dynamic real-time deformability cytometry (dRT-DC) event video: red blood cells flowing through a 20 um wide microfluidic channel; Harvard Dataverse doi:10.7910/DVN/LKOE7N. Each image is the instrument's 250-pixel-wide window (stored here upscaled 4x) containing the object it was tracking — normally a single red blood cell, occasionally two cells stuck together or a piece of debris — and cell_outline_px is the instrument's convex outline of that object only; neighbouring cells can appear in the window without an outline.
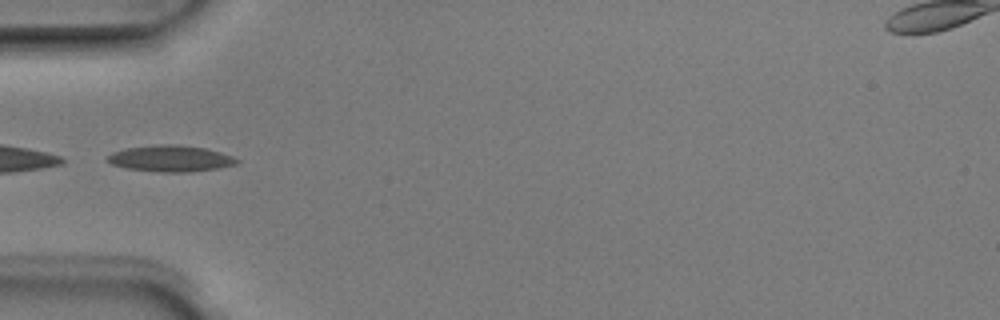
{"species": "Egyptian fruit bat (a non-hibernating species)", "species_latin": "Rousettus aegyptiacus", "temperature_condition": "room temperature", "stored_images_in_passage": 6, "camera_frame_rate_fps": 3000, "um_per_image_px": 0.085, "animal": {"sex": "male"}, "frame": {"image": 1, "passage_image": 5, "time_ms": 1.333, "image_size_px": [1000, 320], "cell_outline_px": [[240, 160], [236, 164], [216, 168], [192, 172], [160, 172], [124, 168], [112, 164], [104, 160], [112, 152], [124, 148], [156, 144], [176, 144], [208, 148], [232, 156]], "centroid_in_image_um": [14.46, 13.46], "position_along_channel_um": 70.5, "area_um2": 20.06}}
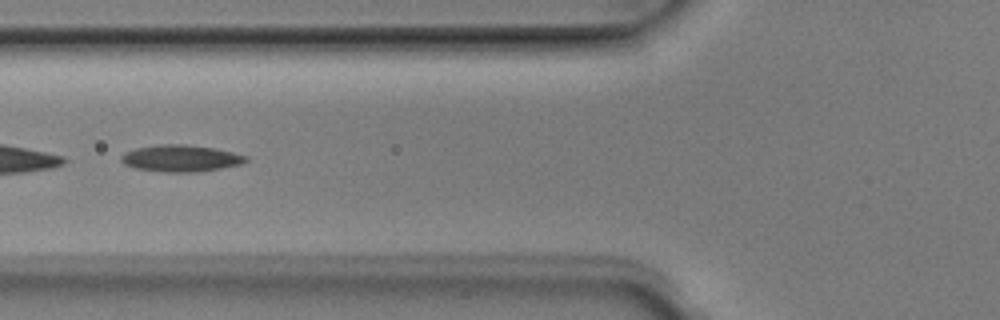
{"frame": {"image": 2, "passage_image": 6, "time_ms": 1.667, "image_size_px": [1000, 320], "cell_outline_px": [[248, 160], [240, 164], [220, 168], [196, 172], [164, 172], [136, 168], [124, 164], [120, 160], [120, 156], [124, 152], [136, 148], [160, 144], [184, 144], [212, 148], [232, 152], [248, 156]], "centroid_in_image_um": [15.33, 13.45], "position_along_channel_um": 110.5, "area_um2": 19.31}}